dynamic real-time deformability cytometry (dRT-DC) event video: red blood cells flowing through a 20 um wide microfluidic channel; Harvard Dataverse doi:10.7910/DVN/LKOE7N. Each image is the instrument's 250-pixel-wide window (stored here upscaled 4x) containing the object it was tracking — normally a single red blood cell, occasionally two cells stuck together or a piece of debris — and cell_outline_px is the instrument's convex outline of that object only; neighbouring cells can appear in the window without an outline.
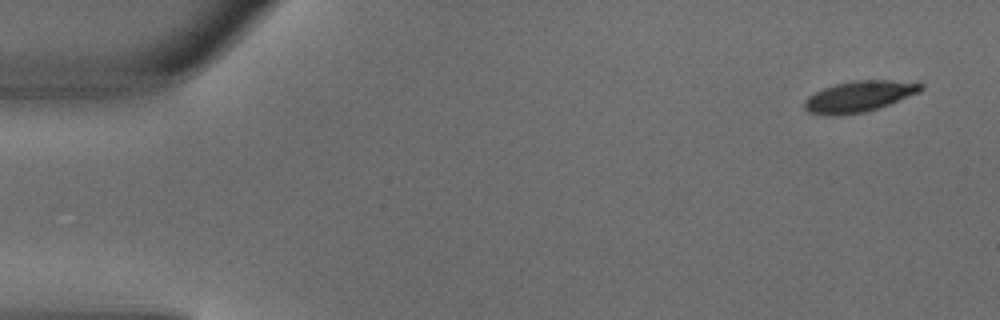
{"species": "common noctule bat (a hibernating species)", "species_latin": "Nyctalus noctula", "temperature_condition": "warm", "stored_images_in_passage": 3, "camera_frame_rate_fps": 3000, "um_per_image_px": 0.085, "animal": {"sex": "male", "body_mass_g": 18.8}, "frame": {"image": 1, "passage_image": 1, "time_ms": 0.0, "image_size_px": [1000, 320], "cell_outline_px": [[924, 88], [920, 92], [880, 108], [864, 112], [832, 116], [824, 116], [808, 112], [804, 108], [804, 100], [808, 96], [824, 88], [836, 84], [852, 80], [888, 80], [924, 84]], "centroid_in_image_um": [73.0, 8.21], "position_along_channel_um": 12.0, "area_um2": 21.1}}
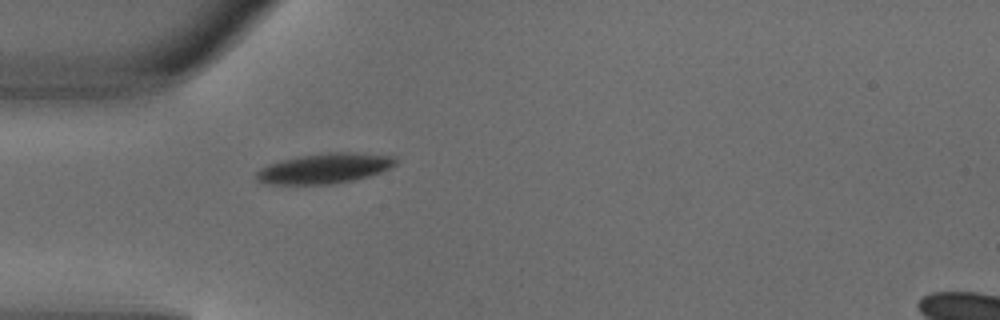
{"frame": {"image": 2, "passage_image": 3, "time_ms": 0.667, "image_size_px": [1000, 320], "cell_outline_px": [[396, 164], [380, 172], [368, 176], [352, 180], [332, 184], [264, 184], [256, 180], [256, 172], [260, 168], [268, 164], [300, 156], [328, 152], [356, 152], [396, 156]], "centroid_in_image_um": [27.58, 14.31], "position_along_channel_um": 57.4, "area_um2": 24.39}}